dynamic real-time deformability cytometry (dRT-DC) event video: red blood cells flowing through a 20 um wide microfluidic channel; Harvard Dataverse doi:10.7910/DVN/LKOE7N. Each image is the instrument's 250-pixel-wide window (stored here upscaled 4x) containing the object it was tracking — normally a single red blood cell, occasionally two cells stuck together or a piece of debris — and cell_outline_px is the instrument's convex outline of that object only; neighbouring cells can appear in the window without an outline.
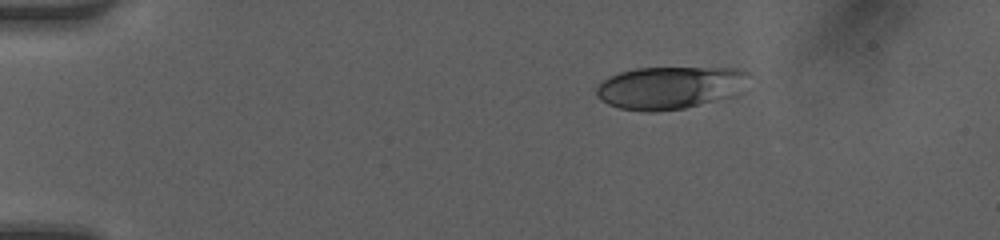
{"species": "human", "species_latin": "Homo sapiens", "temperature_condition": "room temperature", "stored_images_in_passage": 9, "camera_frame_rate_fps": 3000, "um_per_image_px": 0.085, "donor": {"sex": "female"}, "frame": {"image": 1, "passage_image": 1, "time_ms": 0.0, "image_size_px": [1000, 240], "cell_outline_px": [[748, 72], [708, 100], [684, 108], [652, 112], [648, 112], [620, 108], [608, 104], [596, 96], [596, 88], [604, 80], [620, 72], [636, 68], [736, 68]], "centroid_in_image_um": [56.53, 7.43], "position_along_channel_um": 28.5, "area_um2": 34.74}}
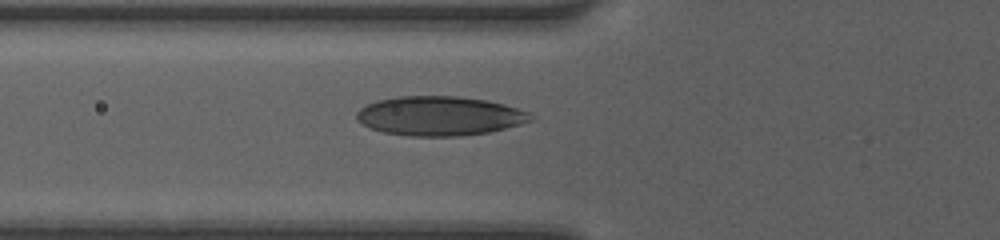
{"frame": {"image": 2, "passage_image": 6, "time_ms": 1.667, "image_size_px": [1000, 240], "cell_outline_px": [[532, 120], [520, 124], [488, 132], [460, 136], [412, 136], [384, 132], [372, 128], [356, 120], [356, 112], [360, 108], [376, 100], [400, 96], [456, 96], [488, 100], [504, 104], [528, 112], [532, 116]], "centroid_in_image_um": [37.34, 9.85], "position_along_channel_um": 88.5, "area_um2": 39.65}}
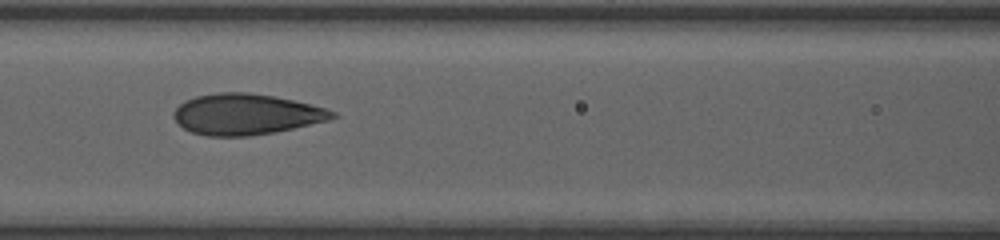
{"frame": {"image": 3, "passage_image": 8, "time_ms": 2.333, "image_size_px": [1000, 240], "cell_outline_px": [[340, 116], [328, 120], [292, 128], [272, 132], [248, 136], [208, 136], [192, 132], [184, 128], [172, 116], [172, 112], [184, 100], [196, 96], [216, 92], [248, 92], [272, 96], [292, 100], [324, 108], [336, 112]], "centroid_in_image_um": [20.88, 9.7], "position_along_channel_um": 145.7, "area_um2": 37.51}}